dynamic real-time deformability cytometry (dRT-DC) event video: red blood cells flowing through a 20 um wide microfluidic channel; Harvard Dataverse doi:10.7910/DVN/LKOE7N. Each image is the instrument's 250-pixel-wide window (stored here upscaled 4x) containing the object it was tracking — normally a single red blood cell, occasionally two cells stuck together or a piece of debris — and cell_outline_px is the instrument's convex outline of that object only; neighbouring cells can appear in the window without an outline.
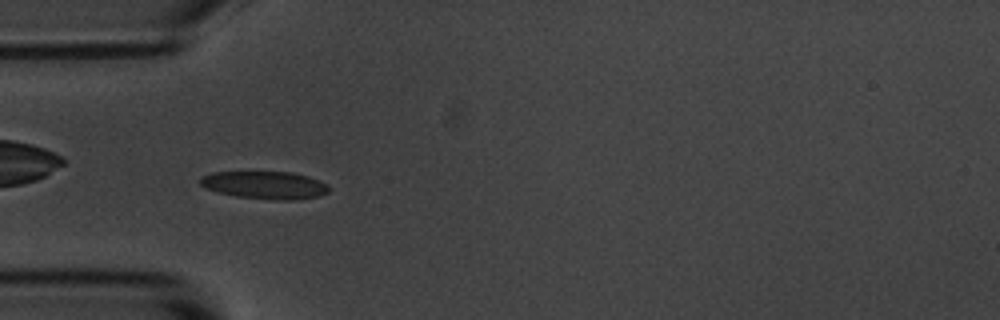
{"species": "common noctule bat (a hibernating species)", "species_latin": "Nyctalus noctula", "temperature_condition": "room temperature", "stored_images_in_passage": 6, "camera_frame_rate_fps": 3000, "um_per_image_px": 0.085, "animal": {"sex": "male", "body_mass_g": 20.1, "forearm_length_mm": 53.5}, "frame": {"image": 1, "passage_image": 6, "time_ms": 5.667, "image_size_px": [1000, 320], "cell_outline_px": [[328, 192], [320, 196], [292, 200], [276, 200], [236, 196], [216, 192], [204, 188], [196, 180], [200, 176], [212, 172], [292, 172], [308, 176], [328, 184]], "centroid_in_image_um": [22.46, 15.73], "position_along_channel_um": 62.5, "area_um2": 20.98}}